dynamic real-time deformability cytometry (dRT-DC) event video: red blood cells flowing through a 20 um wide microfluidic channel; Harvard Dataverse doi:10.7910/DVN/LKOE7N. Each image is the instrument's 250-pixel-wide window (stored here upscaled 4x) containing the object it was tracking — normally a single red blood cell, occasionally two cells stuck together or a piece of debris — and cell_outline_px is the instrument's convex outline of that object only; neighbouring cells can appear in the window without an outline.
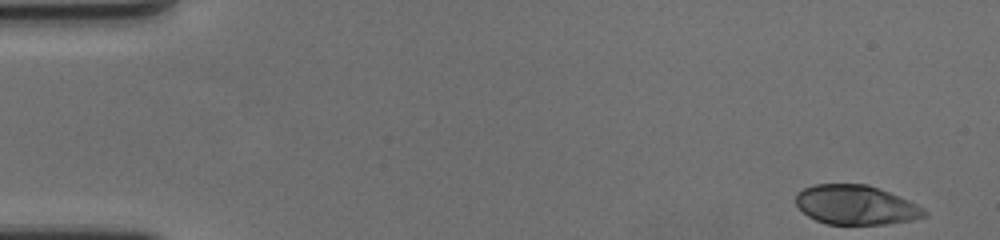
{"species": "human", "species_latin": "Homo sapiens", "temperature_condition": "cold", "stored_images_in_passage": 57, "camera_frame_rate_fps": 3000, "um_per_image_px": 0.085, "donor": {"sex": "female"}, "frame": {"image": 1, "passage_image": 1, "time_ms": 0.0, "image_size_px": [1000, 240], "cell_outline_px": [[928, 216], [912, 220], [884, 224], [828, 224], [816, 220], [808, 216], [796, 204], [796, 192], [804, 188], [816, 184], [868, 184], [880, 188], [908, 200], [924, 208], [928, 212]], "centroid_in_image_um": [72.77, 17.41], "position_along_channel_um": 12.2, "area_um2": 29.54}}
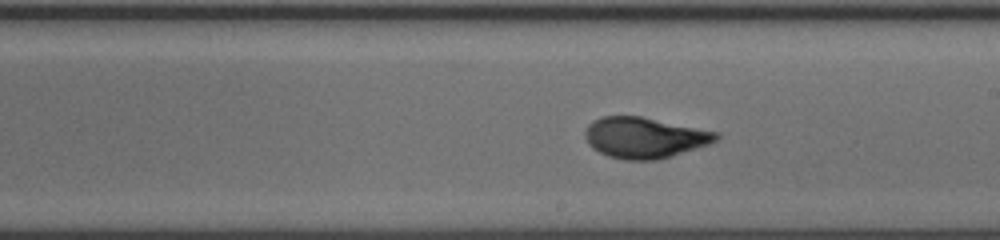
{"frame": {"image": 2, "passage_image": 32, "time_ms": 10.333, "image_size_px": [1000, 240], "cell_outline_px": [[720, 136], [712, 144], [672, 156], [656, 160], [624, 160], [608, 156], [592, 148], [588, 144], [584, 136], [584, 132], [588, 124], [592, 120], [600, 116], [640, 116], [720, 132]], "centroid_in_image_um": [54.79, 11.7], "position_along_channel_um": 234.2, "area_um2": 31.56}}
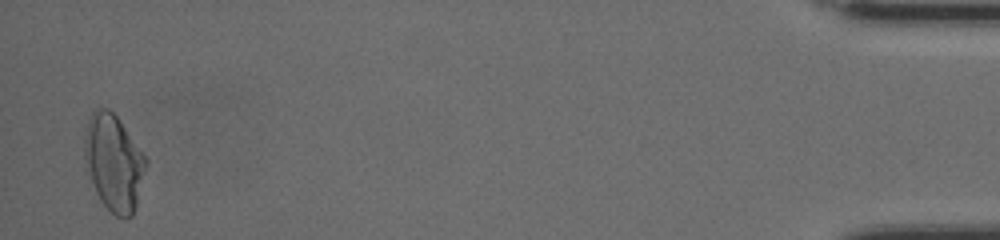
{"frame": {"image": 3, "passage_image": 56, "time_ms": 18.333, "image_size_px": [1000, 240], "cell_outline_px": [[148, 164], [136, 204], [132, 216], [124, 220], [116, 216], [100, 200], [96, 192], [84, 160], [84, 136], [88, 120], [92, 108], [108, 108], [116, 116], [144, 152], [148, 160]], "centroid_in_image_um": [9.68, 13.8], "position_along_channel_um": 425.5, "area_um2": 34.62}, "authors_computed_cell_mechanics": {"area_um2": 30.6918, "velocity_mm_per_s": 3.491, "shape_relaxation_time_tau1_ms": 5.3244, "shape_relaxation_time_tau2_ms": null, "deformation_change_tau1": 0.1962, "deformation_change_tau2": null}}